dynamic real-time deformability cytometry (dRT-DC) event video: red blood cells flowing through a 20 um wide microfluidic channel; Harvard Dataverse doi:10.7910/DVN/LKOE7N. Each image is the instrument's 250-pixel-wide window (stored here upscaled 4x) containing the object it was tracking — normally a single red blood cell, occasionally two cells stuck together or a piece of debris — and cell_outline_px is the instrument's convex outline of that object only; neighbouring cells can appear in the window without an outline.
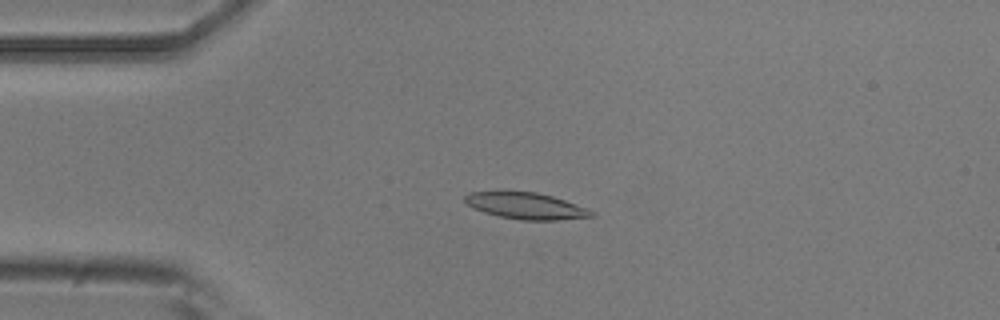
{"species": "common noctule bat (a hibernating species)", "species_latin": "Nyctalus noctula", "temperature_condition": "room temperature", "stored_images_in_passage": 5, "camera_frame_rate_fps": 3000, "um_per_image_px": 0.085, "animal": {"sex": "male", "body_mass_g": 20.5, "forearm_length_mm": 52.5}, "frame": {"image": 1, "passage_image": 4, "time_ms": 3.333, "image_size_px": [1000, 320], "cell_outline_px": [[596, 216], [556, 220], [520, 220], [500, 216], [484, 212], [468, 204], [464, 200], [464, 196], [468, 192], [504, 188], [536, 192], [552, 196], [588, 208], [596, 212]], "centroid_in_image_um": [44.66, 17.44], "position_along_channel_um": 40.3, "area_um2": 20.29}}